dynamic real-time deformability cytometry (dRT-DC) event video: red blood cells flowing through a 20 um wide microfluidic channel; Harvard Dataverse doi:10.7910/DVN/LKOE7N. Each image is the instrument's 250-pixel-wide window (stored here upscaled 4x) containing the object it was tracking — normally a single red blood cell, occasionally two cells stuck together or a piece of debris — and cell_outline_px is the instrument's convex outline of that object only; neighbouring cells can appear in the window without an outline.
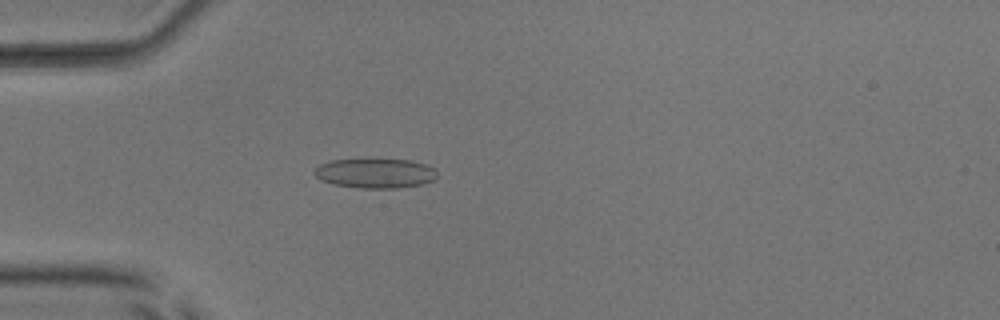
{"species": "common noctule bat (a hibernating species)", "species_latin": "Nyctalus noctula", "temperature_condition": "room temperature", "stored_images_in_passage": 51, "camera_frame_rate_fps": 3000, "um_per_image_px": 0.085, "animal": {"sex": "male", "body_mass_g": 17.9, "forearm_length_mm": 54.2}, "frame": {"image": 1, "passage_image": 15, "time_ms": 4.667, "image_size_px": [1000, 320], "cell_outline_px": [[436, 180], [424, 184], [396, 188], [360, 188], [336, 184], [320, 180], [312, 172], [320, 164], [328, 160], [368, 156], [376, 156], [412, 160], [436, 168]], "centroid_in_image_um": [31.9, 14.66], "position_along_channel_um": 53.1, "area_um2": 22.48}}
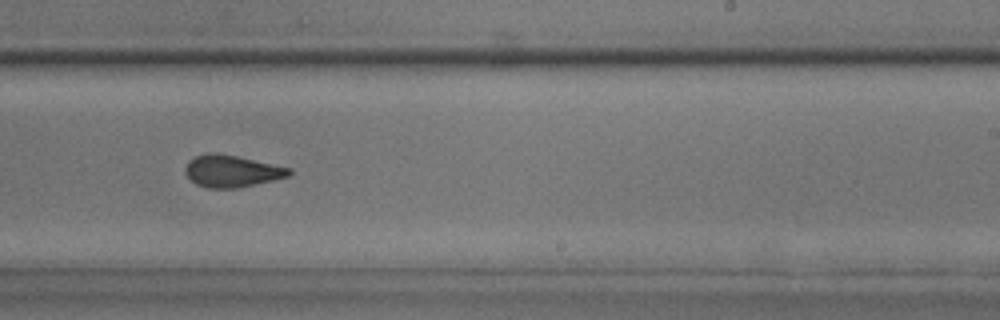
{"frame": {"image": 2, "passage_image": 32, "time_ms": 10.333, "image_size_px": [1000, 320], "cell_outline_px": [[292, 176], [236, 188], [208, 188], [196, 184], [184, 172], [184, 168], [188, 160], [196, 156], [208, 152], [216, 152], [236, 156], [292, 168]], "centroid_in_image_um": [19.7, 14.54], "position_along_channel_um": 269.3, "area_um2": 19.42}}
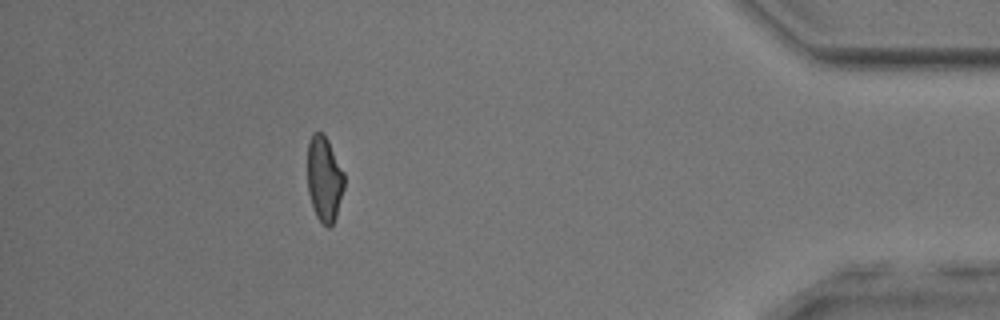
{"frame": {"image": 3, "passage_image": 46, "time_ms": 15.0, "image_size_px": [1000, 320], "cell_outline_px": [[344, 188], [336, 216], [332, 224], [328, 228], [316, 216], [308, 192], [308, 140], [312, 132], [324, 132], [344, 172]], "centroid_in_image_um": [27.56, 15.16], "position_along_channel_um": 407.6, "area_um2": 18.26}, "authors_computed_cell_mechanics": {"area_um2": 19.652, "velocity_mm_per_s": 4.019, "shape_relaxation_time_tau1_ms": 5.8976, "shape_relaxation_time_tau2_ms": 1.7254, "deformation_change_tau1": 0.1429, "deformation_change_tau2": 0.0783}}